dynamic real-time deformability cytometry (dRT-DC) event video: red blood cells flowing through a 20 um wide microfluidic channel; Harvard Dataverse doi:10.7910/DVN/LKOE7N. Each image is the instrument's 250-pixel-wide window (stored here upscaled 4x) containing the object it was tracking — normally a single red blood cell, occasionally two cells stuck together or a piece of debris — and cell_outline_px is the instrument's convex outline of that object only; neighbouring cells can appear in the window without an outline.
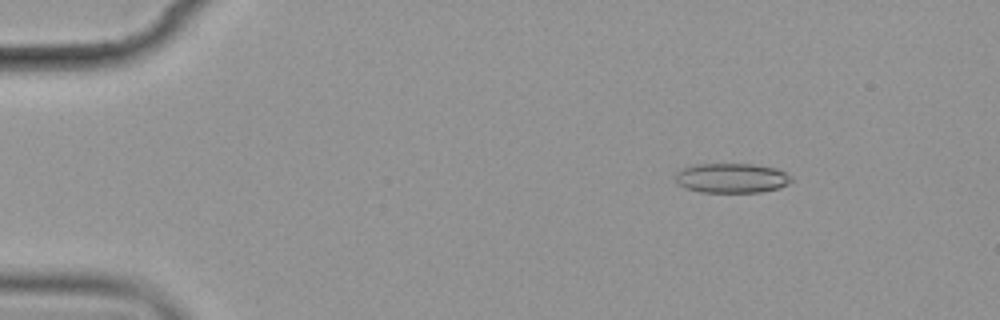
{"species": "common noctule bat (a hibernating species)", "species_latin": "Nyctalus noctula", "temperature_condition": "cold", "stored_images_in_passage": 9, "camera_frame_rate_fps": 3000, "um_per_image_px": 0.085, "animal": {"sex": "female", "body_mass_g": 19.9}, "frame": {"image": 1, "passage_image": 1, "time_ms": 0.0, "image_size_px": [1000, 320], "cell_outline_px": [[792, 180], [788, 184], [780, 188], [760, 192], [700, 192], [688, 188], [680, 184], [676, 180], [676, 172], [684, 168], [696, 164], [752, 164], [776, 168], [792, 176]], "centroid_in_image_um": [62.23, 15.13], "position_along_channel_um": 22.8, "area_um2": 19.94}}
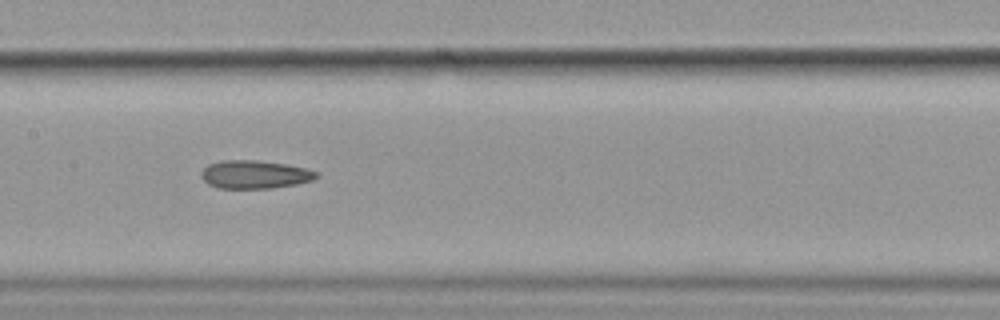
{"frame": {"image": 2, "passage_image": 7, "time_ms": 7.0, "image_size_px": [1000, 320], "cell_outline_px": [[320, 176], [312, 180], [296, 184], [272, 188], [220, 188], [208, 184], [200, 176], [200, 172], [208, 164], [220, 160], [256, 160], [284, 164], [308, 168], [320, 172]], "centroid_in_image_um": [21.67, 14.82], "position_along_channel_um": 185.7, "area_um2": 19.07}}
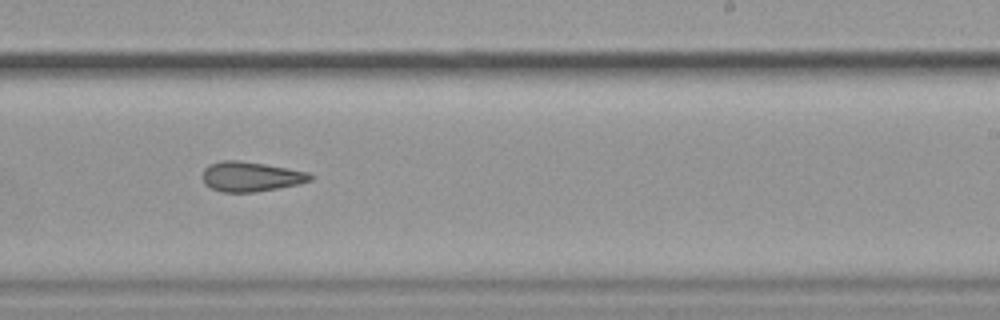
{"frame": {"image": 3, "passage_image": 9, "time_ms": 9.333, "image_size_px": [1000, 320], "cell_outline_px": [[312, 180], [300, 184], [256, 192], [220, 192], [204, 184], [200, 176], [204, 168], [208, 164], [220, 160], [240, 160], [288, 168], [308, 172], [312, 176]], "centroid_in_image_um": [21.26, 15.01], "position_along_channel_um": 267.7, "area_um2": 19.02}}